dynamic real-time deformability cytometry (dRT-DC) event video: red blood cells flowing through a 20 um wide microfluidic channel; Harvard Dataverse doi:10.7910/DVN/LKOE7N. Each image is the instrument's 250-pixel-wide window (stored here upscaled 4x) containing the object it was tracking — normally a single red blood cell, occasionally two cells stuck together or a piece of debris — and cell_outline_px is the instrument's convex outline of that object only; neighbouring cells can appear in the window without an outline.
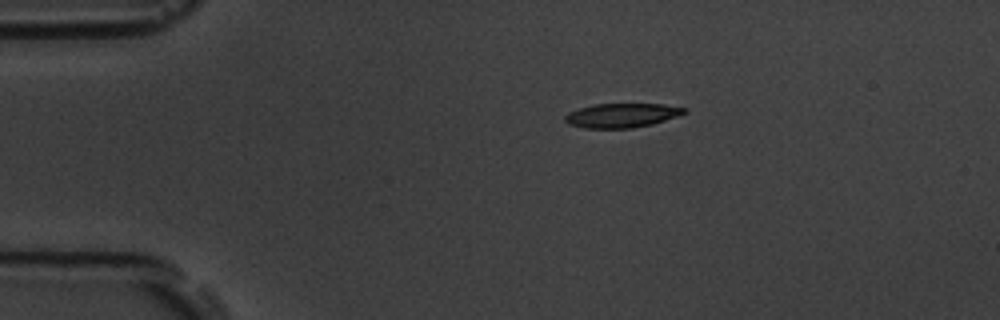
{"species": "common noctule bat (a hibernating species)", "species_latin": "Nyctalus noctula", "temperature_condition": "room temperature", "stored_images_in_passage": 44, "camera_frame_rate_fps": 3000, "um_per_image_px": 0.085, "animal": {"sex": "male", "body_mass_g": 19.5, "forearm_length_mm": 54.6}, "frame": {"image": 1, "passage_image": 1, "time_ms": 0.0, "image_size_px": [1000, 320], "cell_outline_px": [[688, 112], [652, 124], [632, 128], [584, 128], [568, 124], [564, 120], [564, 116], [568, 112], [580, 108], [596, 104], [664, 104], [688, 108]], "centroid_in_image_um": [52.85, 9.8], "position_along_channel_um": 32.2, "area_um2": 16.82}}
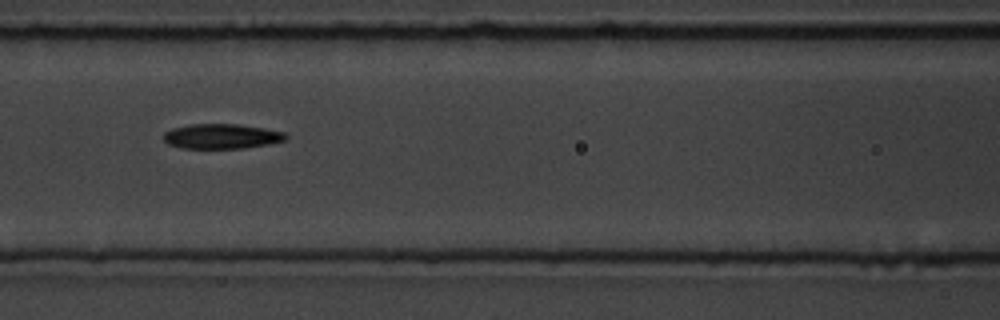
{"frame": {"image": 2, "passage_image": 14, "time_ms": 4.333, "image_size_px": [1000, 320], "cell_outline_px": [[288, 136], [284, 140], [268, 144], [244, 148], [180, 148], [168, 144], [164, 140], [164, 132], [172, 128], [188, 124], [236, 124], [264, 128], [284, 132]], "centroid_in_image_um": [18.8, 11.58], "position_along_channel_um": 147.8, "area_um2": 17.69}}
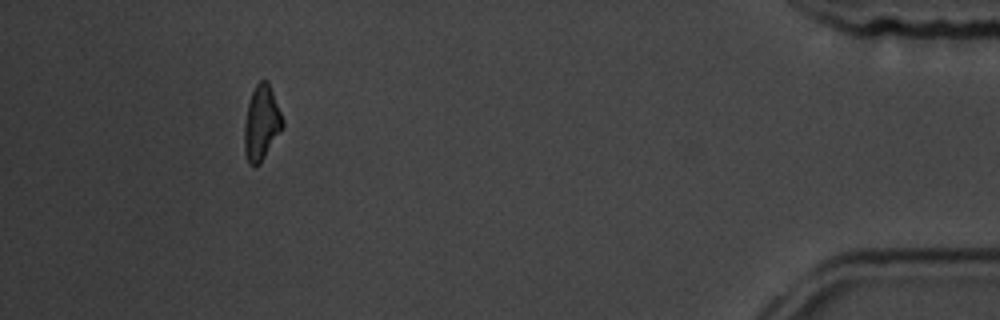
{"frame": {"image": 3, "passage_image": 40, "time_ms": 13.0, "image_size_px": [1000, 320], "cell_outline_px": [[284, 128], [260, 164], [248, 164], [244, 152], [244, 124], [248, 104], [252, 92], [256, 84], [260, 80], [268, 80], [284, 120]], "centroid_in_image_um": [22.24, 10.46], "position_along_channel_um": 413.0, "area_um2": 16.88}, "authors_computed_cell_mechanics": {"area_um2": 17.5712, "velocity_mm_per_s": 3.7838, "shape_relaxation_time_tau1_ms": 6.9858, "shape_relaxation_time_tau2_ms": null, "deformation_change_tau1": 0.1923, "deformation_change_tau2": null}}